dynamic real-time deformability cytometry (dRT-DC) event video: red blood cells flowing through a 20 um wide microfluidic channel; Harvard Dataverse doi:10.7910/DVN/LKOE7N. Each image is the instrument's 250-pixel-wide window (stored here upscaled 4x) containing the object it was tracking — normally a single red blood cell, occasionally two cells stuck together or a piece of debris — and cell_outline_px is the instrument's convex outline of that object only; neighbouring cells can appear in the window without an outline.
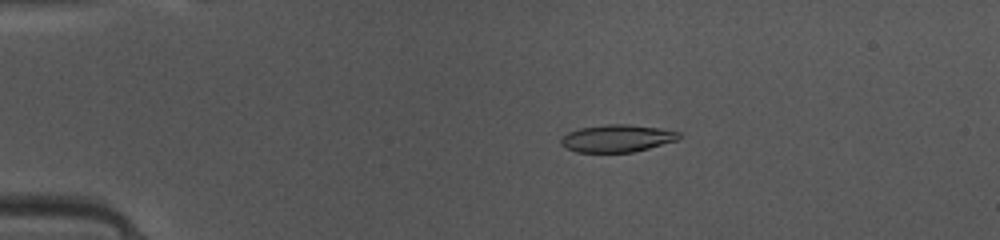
{"species": "common noctule bat (a hibernating species)", "species_latin": "Nyctalus noctula", "temperature_condition": "warm", "stored_images_in_passage": 48, "camera_frame_rate_fps": 3000, "um_per_image_px": 0.085, "animal": {"sex": "female", "body_mass_g": 10.0, "forearm_length_mm": 53.1}, "frame": {"image": 1, "passage_image": 10, "time_ms": 3.0, "image_size_px": [1000, 240], "cell_outline_px": [[680, 136], [676, 140], [648, 148], [632, 152], [576, 152], [560, 144], [560, 140], [568, 132], [580, 128], [608, 124], [628, 124], [656, 128], [680, 132]], "centroid_in_image_um": [52.42, 11.76], "position_along_channel_um": 32.6, "area_um2": 18.5}}
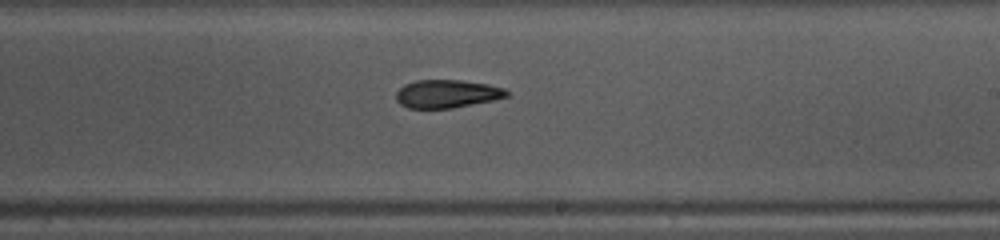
{"frame": {"image": 2, "passage_image": 29, "time_ms": 9.333, "image_size_px": [1000, 240], "cell_outline_px": [[508, 96], [492, 100], [452, 108], [408, 108], [400, 104], [396, 100], [396, 92], [404, 84], [416, 80], [460, 80], [488, 84], [504, 88], [508, 92]], "centroid_in_image_um": [37.96, 7.97], "position_along_channel_um": 251.0, "area_um2": 18.03}}
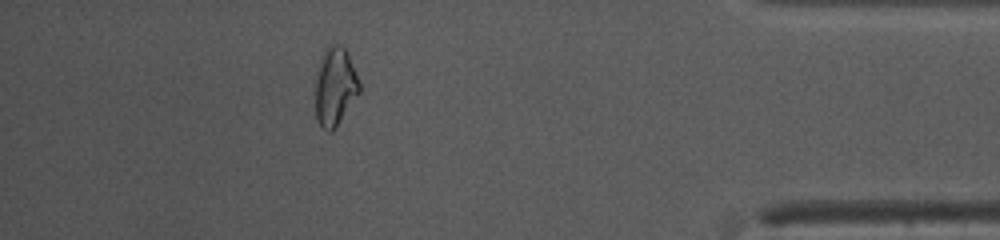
{"frame": {"image": 3, "passage_image": 43, "time_ms": 14.0, "image_size_px": [1000, 240], "cell_outline_px": [[360, 92], [336, 128], [332, 132], [328, 132], [320, 128], [316, 120], [316, 72], [320, 56], [332, 44], [340, 44], [344, 48], [348, 56], [360, 84]], "centroid_in_image_um": [28.45, 7.42], "position_along_channel_um": 406.7, "area_um2": 20.11}, "authors_computed_cell_mechanics": {"area_um2": 18.785, "velocity_mm_per_s": 4.1634, "shape_relaxation_time_tau1_ms": 6.0005, "shape_relaxation_time_tau2_ms": 9.4516, "deformation_change_tau1": 0.1745, "deformation_change_tau2": 0.1545}}